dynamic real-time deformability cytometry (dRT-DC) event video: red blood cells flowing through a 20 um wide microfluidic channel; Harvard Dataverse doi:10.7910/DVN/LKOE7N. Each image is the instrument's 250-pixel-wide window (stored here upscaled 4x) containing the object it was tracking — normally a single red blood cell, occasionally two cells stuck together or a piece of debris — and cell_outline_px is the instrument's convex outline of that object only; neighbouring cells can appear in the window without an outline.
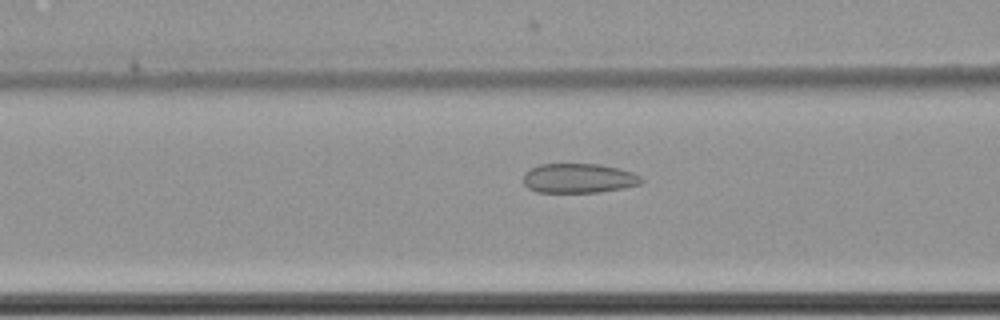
{"species": "common noctule bat (a hibernating species)", "species_latin": "Nyctalus noctula", "temperature_condition": "cold", "stored_images_in_passage": 60, "camera_frame_rate_fps": 3000, "um_per_image_px": 0.085, "animal": {"sex": "female", "body_mass_g": 22.7, "forearm_length_mm": 54.2}, "frame": {"image": 1, "passage_image": 25, "time_ms": 8.0, "image_size_px": [1000, 320], "cell_outline_px": [[644, 180], [640, 184], [624, 188], [596, 192], [536, 192], [528, 188], [524, 184], [524, 172], [540, 164], [600, 164], [620, 168], [632, 172], [640, 176]], "centroid_in_image_um": [49.2, 15.15], "position_along_channel_um": 117.4, "area_um2": 20.35}}
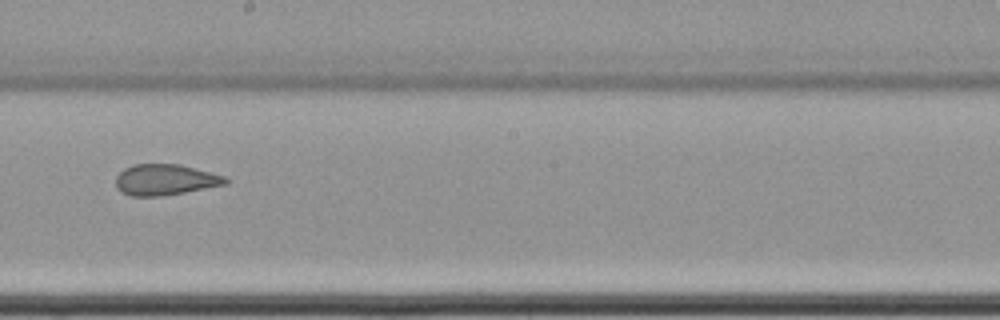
{"frame": {"image": 2, "passage_image": 35, "time_ms": 11.333, "image_size_px": [1000, 320], "cell_outline_px": [[228, 184], [184, 192], [160, 196], [128, 196], [120, 192], [116, 188], [116, 176], [124, 168], [132, 164], [180, 164], [224, 176], [228, 180]], "centroid_in_image_um": [14.0, 15.28], "position_along_channel_um": 234.2, "area_um2": 19.83}}
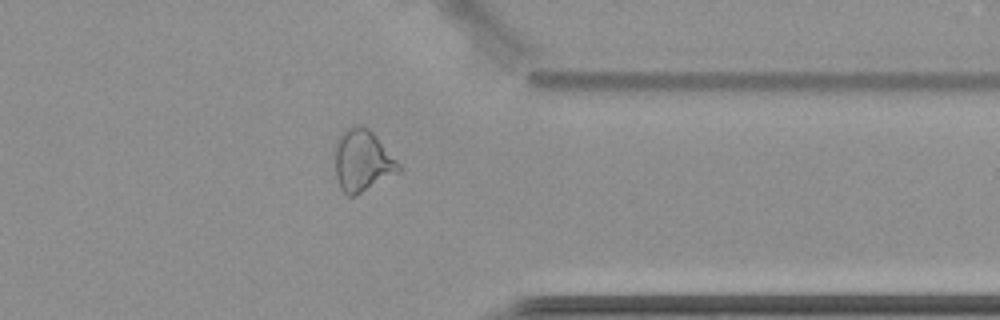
{"frame": {"image": 3, "passage_image": 48, "time_ms": 15.667, "image_size_px": [1000, 320], "cell_outline_px": [[400, 172], [356, 196], [348, 196], [340, 188], [336, 176], [336, 140], [348, 128], [368, 128], [376, 136], [400, 164]], "centroid_in_image_um": [30.82, 13.72], "position_along_channel_um": 380.6, "area_um2": 22.43}, "authors_computed_cell_mechanics": {"area_um2": 24.2182, "velocity_mm_per_s": 3.509, "shape_relaxation_time_tau1_ms": null, "shape_relaxation_time_tau2_ms": 1.8478, "deformation_change_tau1": null, "deformation_change_tau2": 0.0809}}